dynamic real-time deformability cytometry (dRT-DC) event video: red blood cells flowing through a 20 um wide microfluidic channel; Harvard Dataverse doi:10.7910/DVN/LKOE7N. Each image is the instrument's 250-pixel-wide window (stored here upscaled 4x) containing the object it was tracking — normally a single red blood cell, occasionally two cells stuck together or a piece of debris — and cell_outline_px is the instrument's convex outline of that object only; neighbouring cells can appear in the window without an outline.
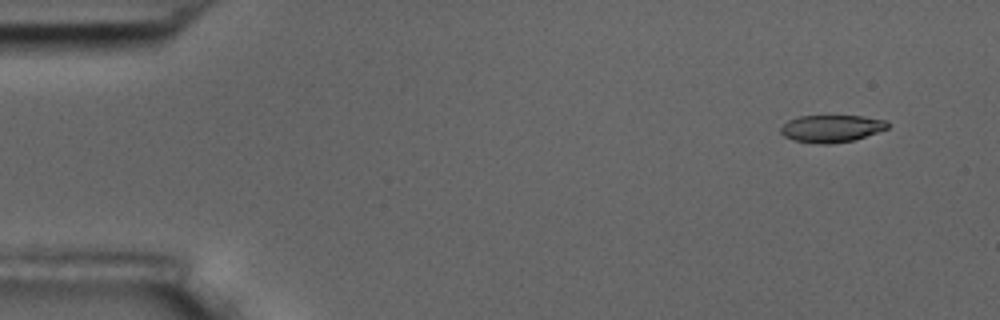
{"species": "common noctule bat (a hibernating species)", "species_latin": "Nyctalus noctula", "temperature_condition": "room temperature", "stored_images_in_passage": 10, "camera_frame_rate_fps": 3000, "um_per_image_px": 0.085, "animal": {"sex": "male", "body_mass_g": 17.5, "forearm_length_mm": 52.3}, "frame": {"image": 1, "passage_image": 1, "time_ms": 0.0, "image_size_px": [1000, 320], "cell_outline_px": [[888, 128], [852, 140], [828, 144], [820, 144], [792, 140], [784, 136], [780, 132], [780, 128], [788, 120], [800, 116], [864, 116], [888, 120]], "centroid_in_image_um": [70.65, 10.92], "position_along_channel_um": 14.3, "area_um2": 16.88}}
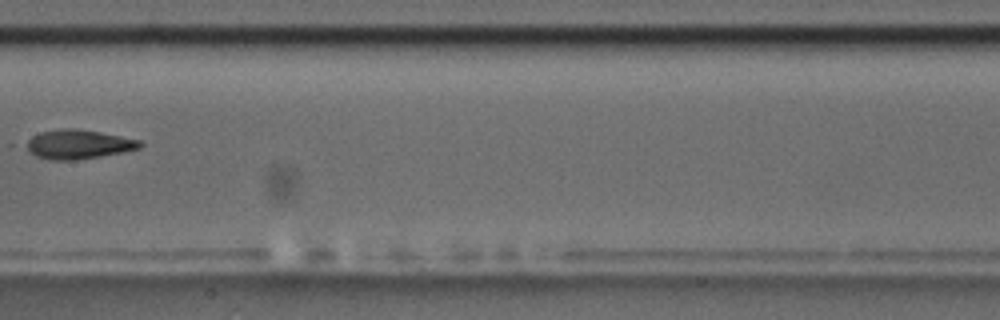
{"frame": {"image": 2, "passage_image": 8, "time_ms": 8.333, "image_size_px": [1000, 320], "cell_outline_px": [[144, 144], [140, 148], [124, 152], [76, 160], [52, 160], [36, 156], [20, 144], [32, 136], [40, 132], [60, 128], [76, 128], [100, 132], [140, 140]], "centroid_in_image_um": [6.61, 12.26], "position_along_channel_um": 200.8, "area_um2": 19.59}}
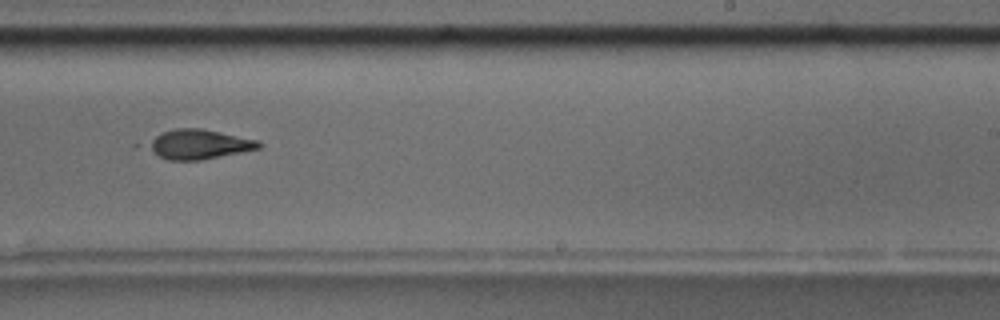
{"frame": {"image": 3, "passage_image": 10, "time_ms": 10.333, "image_size_px": [1000, 320], "cell_outline_px": [[264, 144], [260, 148], [200, 160], [168, 160], [144, 148], [144, 144], [160, 132], [176, 128], [200, 128], [260, 140]], "centroid_in_image_um": [16.86, 12.25], "position_along_channel_um": 272.1, "area_um2": 19.31}}